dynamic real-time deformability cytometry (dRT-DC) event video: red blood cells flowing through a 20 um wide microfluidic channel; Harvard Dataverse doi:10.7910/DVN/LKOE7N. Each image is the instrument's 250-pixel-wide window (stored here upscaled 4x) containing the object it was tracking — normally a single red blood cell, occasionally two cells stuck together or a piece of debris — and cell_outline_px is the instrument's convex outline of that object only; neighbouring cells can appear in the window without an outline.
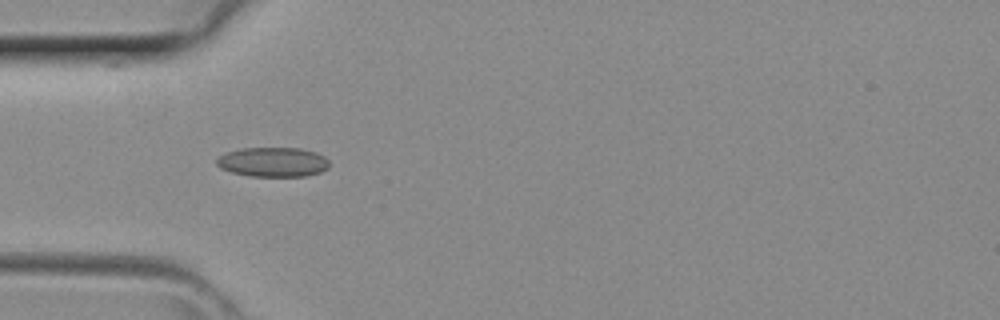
{"species": "common noctule bat (a hibernating species)", "species_latin": "Nyctalus noctula", "temperature_condition": "room temperature", "stored_images_in_passage": 32, "camera_frame_rate_fps": 3000, "um_per_image_px": 0.085, "animal": {"sex": "female", "body_mass_g": 29.2, "forearm_length_mm": 56.3}, "frame": {"image": 1, "passage_image": 3, "time_ms": 0.667, "image_size_px": [1000, 320], "cell_outline_px": [[328, 168], [320, 172], [304, 176], [252, 176], [232, 172], [220, 168], [216, 164], [216, 160], [220, 156], [228, 152], [244, 148], [300, 148], [316, 152], [324, 156], [328, 160]], "centroid_in_image_um": [23.21, 13.77], "position_along_channel_um": 61.8, "area_um2": 19.25}}
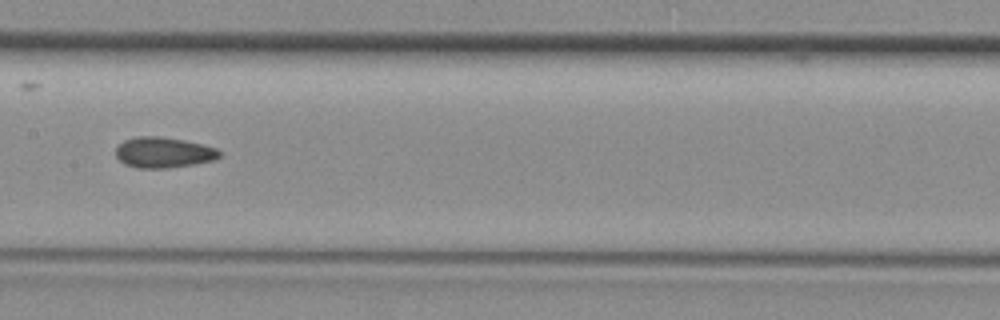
{"frame": {"image": 2, "passage_image": 11, "time_ms": 3.333, "image_size_px": [1000, 320], "cell_outline_px": [[220, 156], [212, 160], [192, 164], [164, 168], [136, 168], [124, 164], [116, 156], [116, 148], [124, 140], [136, 136], [160, 136], [184, 140], [216, 148], [220, 152]], "centroid_in_image_um": [13.85, 12.95], "position_along_channel_um": 193.5, "area_um2": 18.32}}
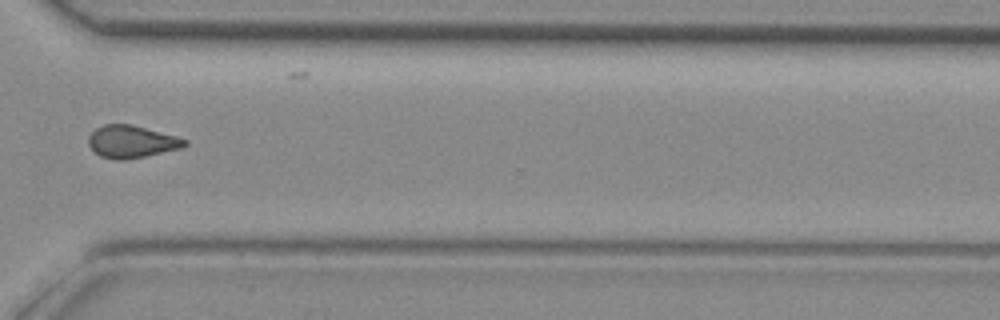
{"frame": {"image": 3, "passage_image": 21, "time_ms": 6.667, "image_size_px": [1000, 320], "cell_outline_px": [[188, 144], [180, 148], [144, 156], [124, 160], [116, 160], [100, 156], [88, 144], [88, 136], [96, 128], [104, 124], [132, 124], [176, 136], [188, 140]], "centroid_in_image_um": [11.17, 12.03], "position_along_channel_um": 359.4, "area_um2": 18.03}}